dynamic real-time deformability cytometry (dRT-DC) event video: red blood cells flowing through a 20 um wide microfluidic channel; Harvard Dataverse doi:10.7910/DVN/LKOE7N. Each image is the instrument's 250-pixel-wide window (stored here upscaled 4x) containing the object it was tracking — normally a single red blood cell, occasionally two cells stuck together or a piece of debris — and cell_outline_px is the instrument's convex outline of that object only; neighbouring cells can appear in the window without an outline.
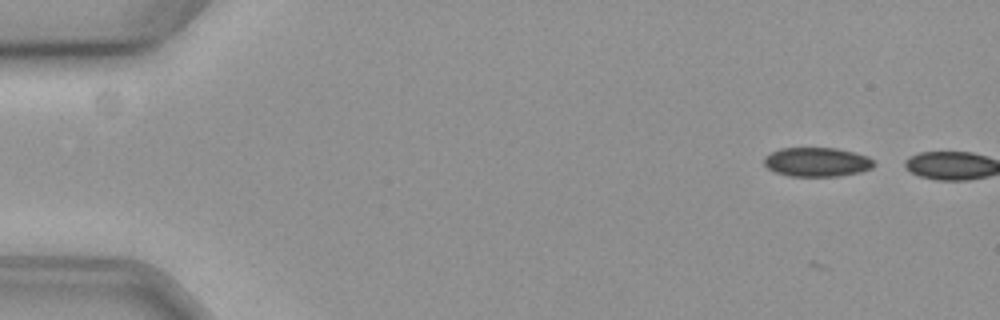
{"species": "common noctule bat (a hibernating species)", "species_latin": "Nyctalus noctula", "temperature_condition": "cold", "stored_images_in_passage": 10, "camera_frame_rate_fps": 3000, "um_per_image_px": 0.085, "animal": {"sex": "female", "body_mass_g": 19.3, "forearm_length_mm": 54.1}, "frame": {"image": 1, "passage_image": 5, "time_ms": 1.333, "image_size_px": [1000, 320], "cell_outline_px": [[876, 164], [872, 168], [860, 172], [840, 176], [788, 176], [776, 172], [768, 168], [764, 164], [764, 156], [780, 148], [836, 148], [868, 156]], "centroid_in_image_um": [69.44, 13.77], "position_along_channel_um": 15.6, "area_um2": 18.67}}